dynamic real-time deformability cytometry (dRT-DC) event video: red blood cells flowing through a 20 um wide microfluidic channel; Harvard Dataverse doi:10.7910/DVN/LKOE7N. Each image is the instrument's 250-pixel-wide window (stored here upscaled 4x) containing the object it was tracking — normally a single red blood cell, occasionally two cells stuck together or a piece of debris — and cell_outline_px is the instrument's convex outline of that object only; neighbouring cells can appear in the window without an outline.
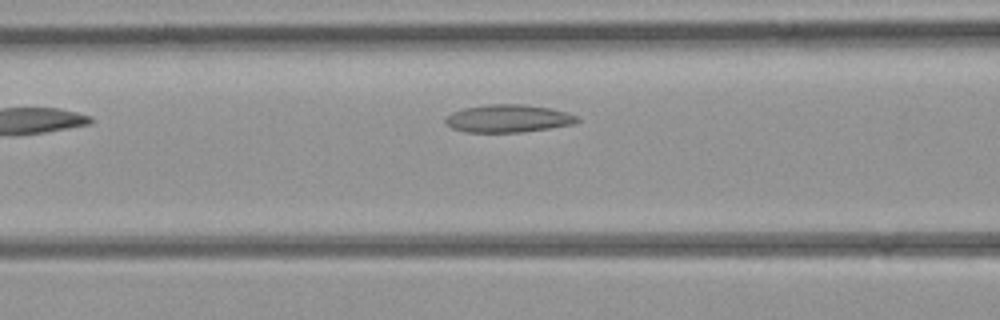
{"species": "common noctule bat (a hibernating species)", "species_latin": "Nyctalus noctula", "temperature_condition": "room temperature", "stored_images_in_passage": 23, "camera_frame_rate_fps": 3000, "um_per_image_px": 0.085, "animal": {"sex": "female", "body_mass_g": 21.9}, "frame": {"image": 1, "passage_image": 5, "time_ms": 1.333, "image_size_px": [1000, 320], "cell_outline_px": [[580, 120], [572, 124], [548, 128], [520, 132], [468, 132], [452, 128], [444, 124], [444, 116], [452, 112], [464, 108], [488, 104], [524, 104], [552, 108], [568, 112], [576, 116]], "centroid_in_image_um": [43.15, 10.06], "position_along_channel_um": 123.4, "area_um2": 21.39}}
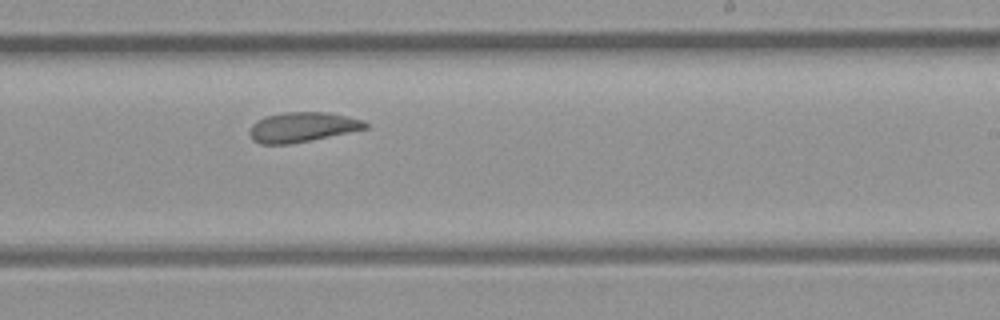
{"frame": {"image": 2, "passage_image": 14, "time_ms": 4.333, "image_size_px": [1000, 320], "cell_outline_px": [[368, 128], [312, 140], [288, 144], [260, 144], [252, 140], [248, 132], [252, 124], [268, 116], [284, 112], [328, 112], [360, 120], [368, 124]], "centroid_in_image_um": [25.66, 10.82], "position_along_channel_um": 263.3, "area_um2": 19.88}}
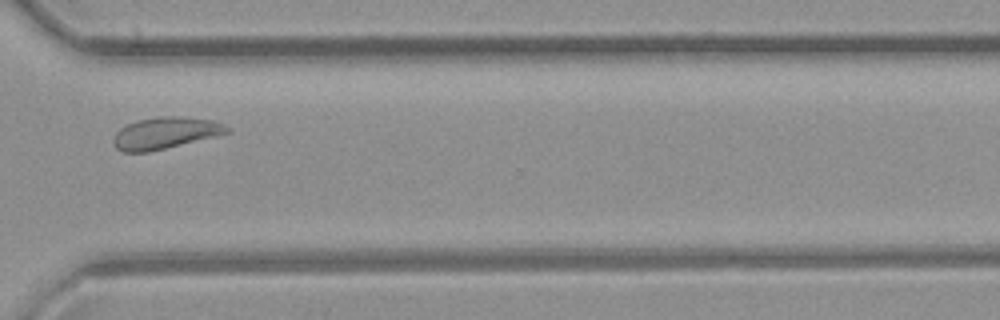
{"frame": {"image": 3, "passage_image": 20, "time_ms": 6.333, "image_size_px": [1000, 320], "cell_outline_px": [[232, 132], [148, 152], [124, 152], [116, 148], [112, 140], [116, 132], [120, 128], [136, 120], [160, 116], [184, 116], [212, 120], [224, 124], [232, 128]], "centroid_in_image_um": [14.07, 11.29], "position_along_channel_um": 356.5, "area_um2": 21.04}}